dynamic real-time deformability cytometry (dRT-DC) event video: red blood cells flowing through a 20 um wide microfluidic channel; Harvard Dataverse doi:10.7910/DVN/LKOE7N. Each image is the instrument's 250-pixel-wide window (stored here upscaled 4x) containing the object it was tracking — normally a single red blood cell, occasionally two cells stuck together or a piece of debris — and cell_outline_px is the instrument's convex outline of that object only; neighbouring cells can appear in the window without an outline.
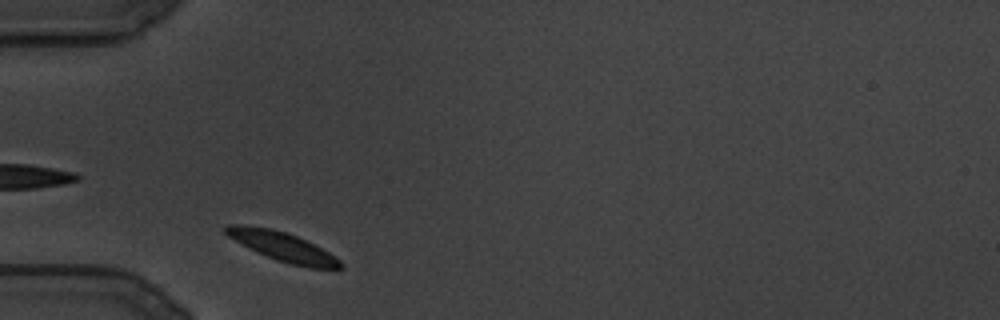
{"species": "common noctule bat (a hibernating species)", "species_latin": "Nyctalus noctula", "temperature_condition": "cold", "stored_images_in_passage": 62, "camera_frame_rate_fps": 3000, "um_per_image_px": 0.085, "animal": {"sex": "male", "body_mass_g": 19.5, "forearm_length_mm": 54.6}, "frame": {"image": 1, "passage_image": 3, "time_ms": 0.667, "image_size_px": [1000, 320], "cell_outline_px": [[344, 268], [312, 268], [292, 264], [276, 260], [228, 236], [224, 232], [224, 228], [228, 224], [240, 224], [272, 228], [296, 236], [328, 252], [340, 260], [344, 264]], "centroid_in_image_um": [24.04, 20.95], "position_along_channel_um": 61.0, "area_um2": 18.84}}
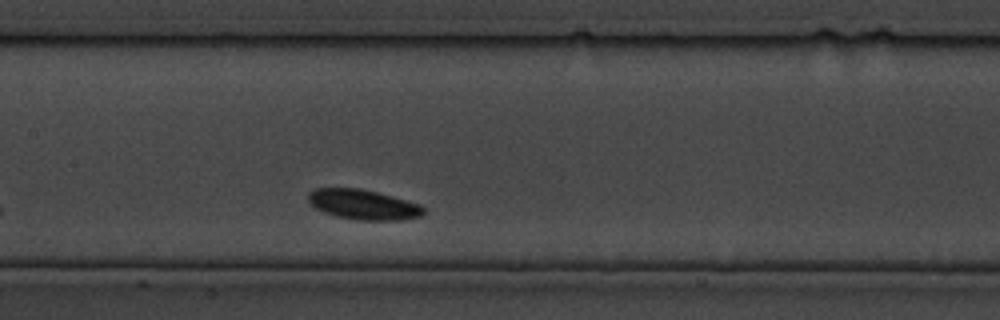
{"frame": {"image": 2, "passage_image": 27, "time_ms": 8.667, "image_size_px": [1000, 320], "cell_outline_px": [[424, 212], [420, 216], [400, 220], [356, 220], [336, 216], [324, 212], [308, 204], [308, 192], [316, 188], [360, 188], [392, 196], [420, 204], [424, 208]], "centroid_in_image_um": [30.84, 17.38], "position_along_channel_um": 176.6, "area_um2": 20.17}}
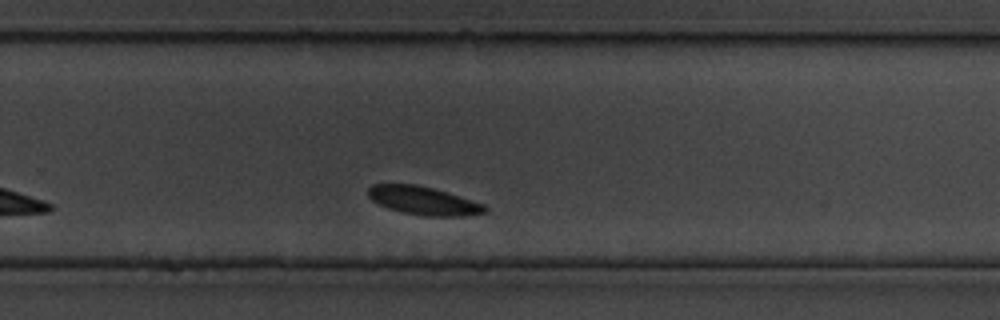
{"frame": {"image": 3, "passage_image": 50, "time_ms": 16.333, "image_size_px": [1000, 320], "cell_outline_px": [[488, 212], [460, 216], [424, 216], [400, 212], [388, 208], [372, 200], [368, 196], [368, 188], [372, 184], [416, 184], [432, 188], [484, 204], [488, 208]], "centroid_in_image_um": [35.97, 17.06], "position_along_channel_um": 293.8, "area_um2": 19.13}}